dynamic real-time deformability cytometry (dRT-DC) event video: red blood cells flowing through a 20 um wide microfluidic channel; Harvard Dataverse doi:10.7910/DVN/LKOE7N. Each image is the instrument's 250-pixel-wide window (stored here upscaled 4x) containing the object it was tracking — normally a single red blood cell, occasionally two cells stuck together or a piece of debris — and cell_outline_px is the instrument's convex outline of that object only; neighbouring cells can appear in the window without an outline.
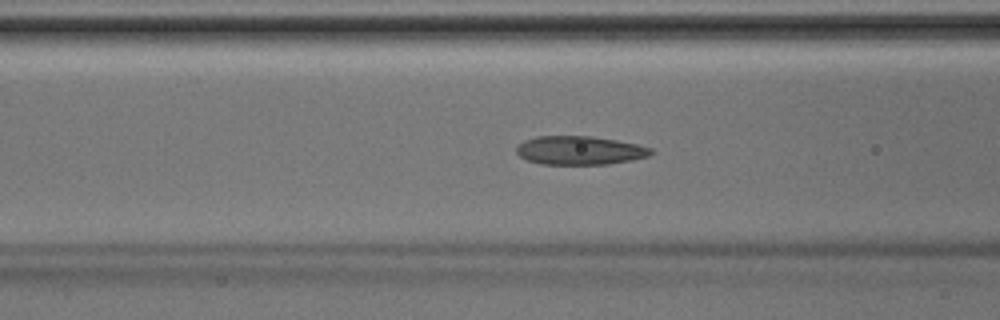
{"species": "Egyptian fruit bat (a non-hibernating species)", "species_latin": "Rousettus aegyptiacus", "temperature_condition": "room temperature", "stored_images_in_passage": 39, "camera_frame_rate_fps": 3000, "um_per_image_px": 0.085, "animal": {"sex": "male"}, "frame": {"image": 1, "passage_image": 13, "time_ms": 4.0, "image_size_px": [1000, 320], "cell_outline_px": [[652, 152], [648, 156], [632, 160], [608, 164], [540, 164], [528, 160], [520, 156], [516, 152], [516, 144], [524, 140], [536, 136], [592, 136], [616, 140], [636, 144], [652, 148]], "centroid_in_image_um": [49.24, 12.78], "position_along_channel_um": 117.4, "area_um2": 22.48}}
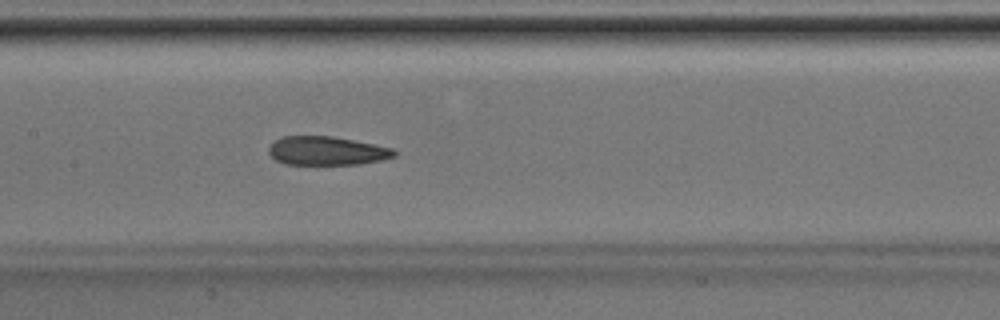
{"frame": {"image": 2, "passage_image": 17, "time_ms": 5.333, "image_size_px": [1000, 320], "cell_outline_px": [[396, 156], [380, 160], [356, 164], [284, 164], [276, 160], [268, 152], [268, 148], [272, 140], [284, 136], [332, 136], [396, 148]], "centroid_in_image_um": [27.76, 12.81], "position_along_channel_um": 179.6, "area_um2": 21.1}}
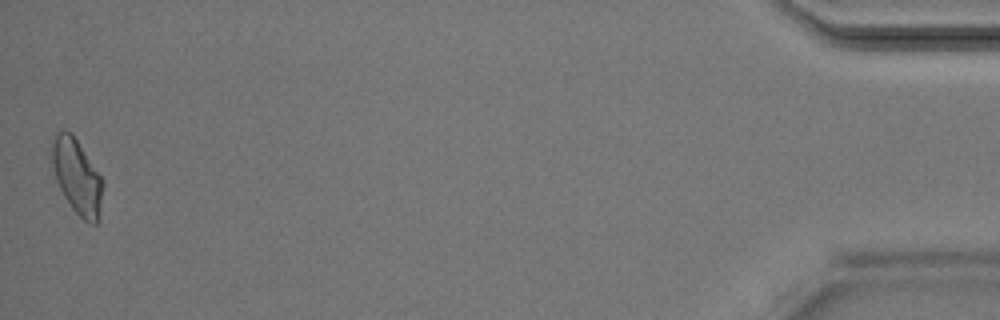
{"frame": {"image": 3, "passage_image": 39, "time_ms": 12.667, "image_size_px": [1000, 320], "cell_outline_px": [[104, 184], [96, 224], [88, 224], [72, 208], [64, 196], [48, 168], [52, 140], [56, 132], [64, 128], [72, 132], [104, 180]], "centroid_in_image_um": [6.47, 14.93], "position_along_channel_um": 428.7, "area_um2": 22.95}}